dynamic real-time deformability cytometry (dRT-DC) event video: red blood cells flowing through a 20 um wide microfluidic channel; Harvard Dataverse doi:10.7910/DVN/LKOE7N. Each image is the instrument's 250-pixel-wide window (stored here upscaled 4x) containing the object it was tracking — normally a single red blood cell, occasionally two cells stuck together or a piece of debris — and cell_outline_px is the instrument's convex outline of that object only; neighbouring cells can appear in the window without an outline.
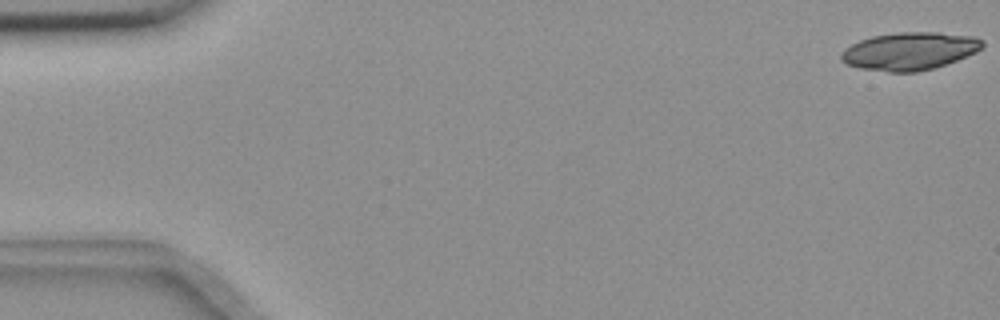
{"species": "common noctule bat (a hibernating species)", "species_latin": "Nyctalus noctula", "temperature_condition": "room temperature", "stored_images_in_passage": 18, "camera_frame_rate_fps": 3000, "um_per_image_px": 0.085, "animal": {"sex": "female", "body_mass_g": 18.4}, "frame": {"image": 1, "passage_image": 1, "time_ms": 0.0, "image_size_px": [1000, 320], "cell_outline_px": [[984, 44], [976, 52], [956, 60], [932, 68], [916, 72], [888, 72], [860, 68], [848, 64], [840, 60], [840, 52], [844, 48], [860, 40], [872, 36], [900, 32], [940, 32], [972, 36], [984, 40]], "centroid_in_image_um": [77.29, 4.34], "position_along_channel_um": 7.7, "area_um2": 30.98}}